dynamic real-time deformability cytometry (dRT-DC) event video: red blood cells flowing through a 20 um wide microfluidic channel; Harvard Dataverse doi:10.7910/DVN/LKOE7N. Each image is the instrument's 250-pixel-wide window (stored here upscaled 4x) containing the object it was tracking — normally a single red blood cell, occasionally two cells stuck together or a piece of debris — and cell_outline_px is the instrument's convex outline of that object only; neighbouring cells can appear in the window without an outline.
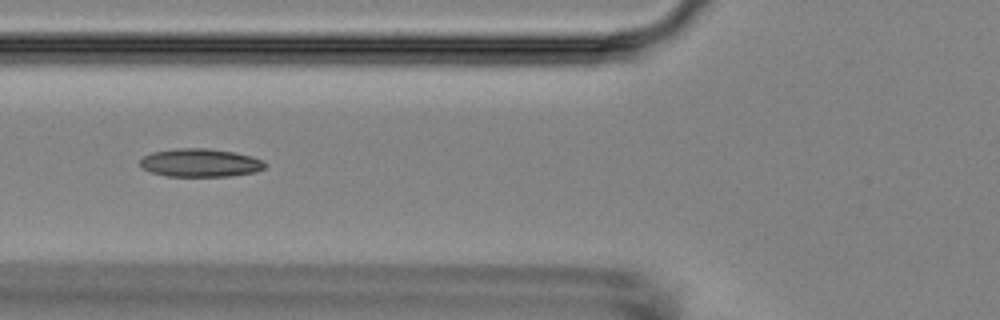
{"species": "Egyptian fruit bat (a non-hibernating species)", "species_latin": "Rousettus aegyptiacus", "temperature_condition": "room temperature", "stored_images_in_passage": 10, "camera_frame_rate_fps": 3000, "um_per_image_px": 0.085, "animal": {"sex": "female"}, "frame": {"image": 1, "passage_image": 5, "time_ms": 5.333, "image_size_px": [1000, 320], "cell_outline_px": [[268, 164], [264, 168], [256, 172], [232, 176], [164, 176], [152, 172], [144, 168], [140, 164], [140, 160], [144, 156], [152, 152], [176, 148], [208, 148], [236, 152], [252, 156], [264, 160]], "centroid_in_image_um": [17.08, 13.83], "position_along_channel_um": 108.7, "area_um2": 20.75}}
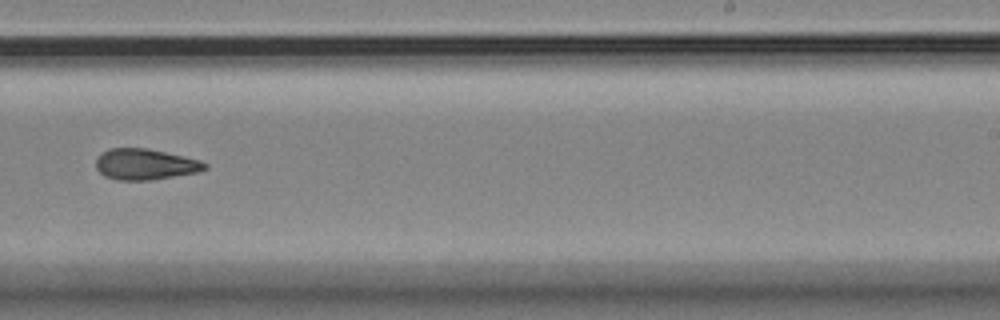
{"frame": {"image": 2, "passage_image": 9, "time_ms": 10.0, "image_size_px": [1000, 320], "cell_outline_px": [[208, 168], [196, 172], [152, 180], [116, 180], [104, 176], [96, 168], [96, 160], [108, 148], [148, 148], [200, 160], [208, 164]], "centroid_in_image_um": [12.34, 13.97], "position_along_channel_um": 276.7, "area_um2": 19.54}}
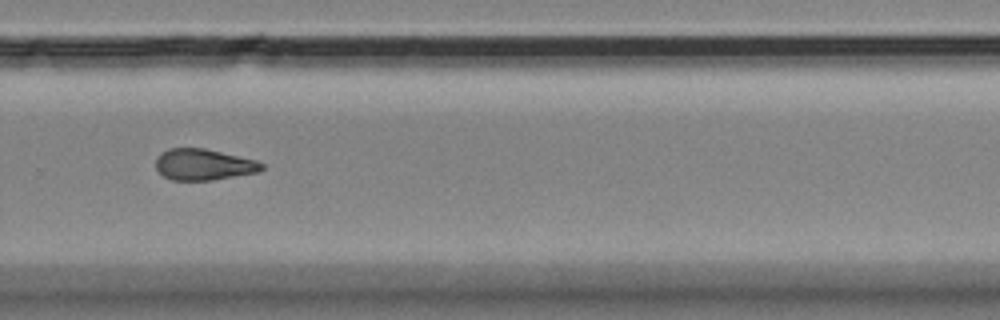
{"frame": {"image": 3, "passage_image": 10, "time_ms": 11.0, "image_size_px": [1000, 320], "cell_outline_px": [[264, 168], [256, 172], [212, 180], [172, 180], [164, 176], [156, 168], [156, 156], [160, 152], [168, 148], [204, 148], [256, 160], [264, 164]], "centroid_in_image_um": [17.27, 13.97], "position_along_channel_um": 312.5, "area_um2": 19.19}}